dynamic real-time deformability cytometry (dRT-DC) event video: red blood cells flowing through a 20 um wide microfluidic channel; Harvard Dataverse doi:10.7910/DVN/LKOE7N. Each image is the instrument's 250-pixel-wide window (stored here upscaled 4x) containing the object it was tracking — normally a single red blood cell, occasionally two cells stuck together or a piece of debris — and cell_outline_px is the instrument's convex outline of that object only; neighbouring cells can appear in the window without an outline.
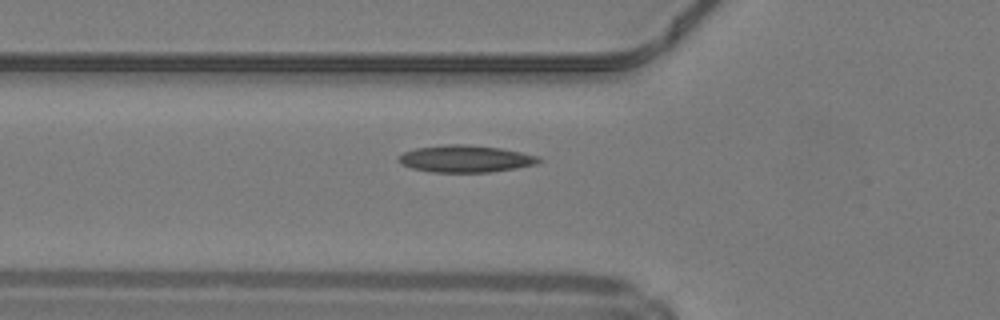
{"species": "common noctule bat (a hibernating species)", "species_latin": "Nyctalus noctula", "temperature_condition": "warm", "stored_images_in_passage": 36, "camera_frame_rate_fps": 3000, "um_per_image_px": 0.085, "animal": {"sex": "male", "body_mass_g": 19.2, "forearm_length_mm": 51.8}, "frame": {"image": 1, "passage_image": 6, "time_ms": 1.667, "image_size_px": [1000, 320], "cell_outline_px": [[544, 160], [536, 164], [516, 168], [488, 172], [432, 172], [412, 168], [400, 164], [396, 160], [404, 152], [416, 148], [444, 144], [464, 144], [500, 148], [520, 152], [536, 156]], "centroid_in_image_um": [39.54, 13.49], "position_along_channel_um": 86.3, "area_um2": 22.02}}
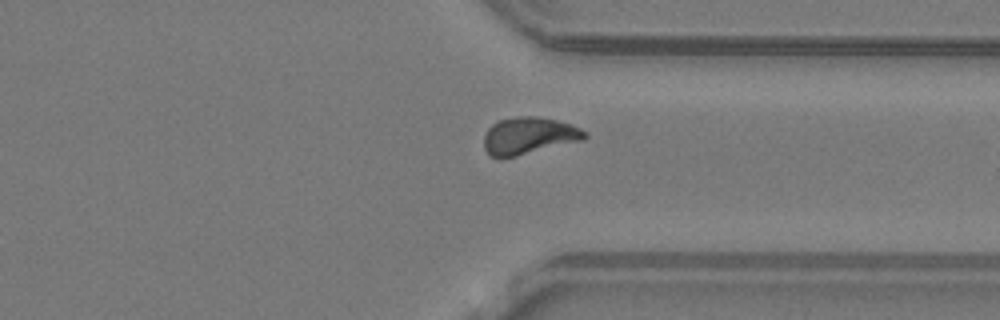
{"frame": {"image": 2, "passage_image": 26, "time_ms": 8.333, "image_size_px": [1000, 320], "cell_outline_px": [[588, 136], [584, 140], [500, 160], [492, 156], [484, 148], [484, 136], [488, 128], [492, 124], [500, 120], [516, 116], [536, 116], [556, 120], [580, 128], [588, 132]], "centroid_in_image_um": [44.95, 11.55], "position_along_channel_um": 366.5, "area_um2": 21.96}}
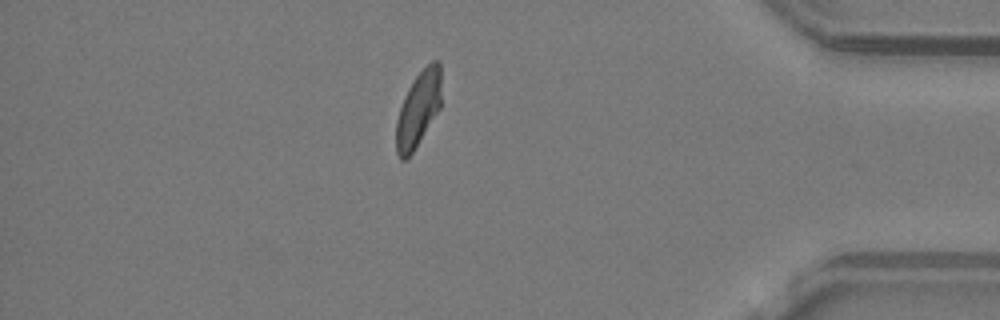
{"frame": {"image": 3, "passage_image": 31, "time_ms": 10.0, "image_size_px": [1000, 320], "cell_outline_px": [[440, 108], [412, 152], [404, 160], [400, 160], [396, 152], [396, 120], [404, 96], [408, 88], [416, 76], [432, 60], [440, 60]], "centroid_in_image_um": [35.54, 9.26], "position_along_channel_um": 399.7, "area_um2": 19.48}, "authors_computed_cell_mechanics": {"area_um2": 20.4323, "velocity_mm_per_s": 4.2041, "shape_relaxation_time_tau1_ms": 7.5006, "shape_relaxation_time_tau2_ms": 1.9782, "deformation_change_tau1": 0.1924, "deformation_change_tau2": 0.0766}}